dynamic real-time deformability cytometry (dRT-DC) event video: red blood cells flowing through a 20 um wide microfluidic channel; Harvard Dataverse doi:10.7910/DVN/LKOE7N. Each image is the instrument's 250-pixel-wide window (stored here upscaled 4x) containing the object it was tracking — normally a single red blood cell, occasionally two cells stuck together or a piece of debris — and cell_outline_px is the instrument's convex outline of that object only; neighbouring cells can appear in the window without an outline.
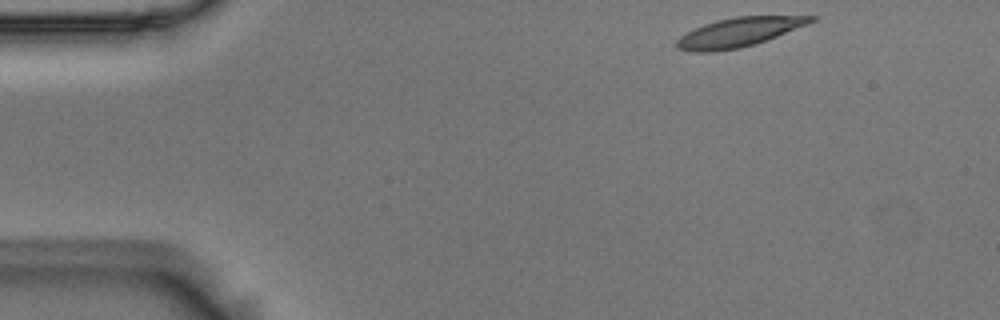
{"species": "Egyptian fruit bat (a non-hibernating species)", "species_latin": "Rousettus aegyptiacus", "temperature_condition": "room temperature", "stored_images_in_passage": 7, "camera_frame_rate_fps": 3000, "um_per_image_px": 0.085, "animal": {"sex": "male"}, "frame": {"image": 1, "passage_image": 1, "time_ms": 0.0, "image_size_px": [1000, 320], "cell_outline_px": [[816, 20], [808, 24], [776, 36], [740, 48], [716, 52], [692, 52], [676, 48], [672, 44], [680, 36], [704, 24], [716, 20], [736, 16], [816, 16]], "centroid_in_image_um": [62.73, 2.75], "position_along_channel_um": 22.3, "area_um2": 22.66}}
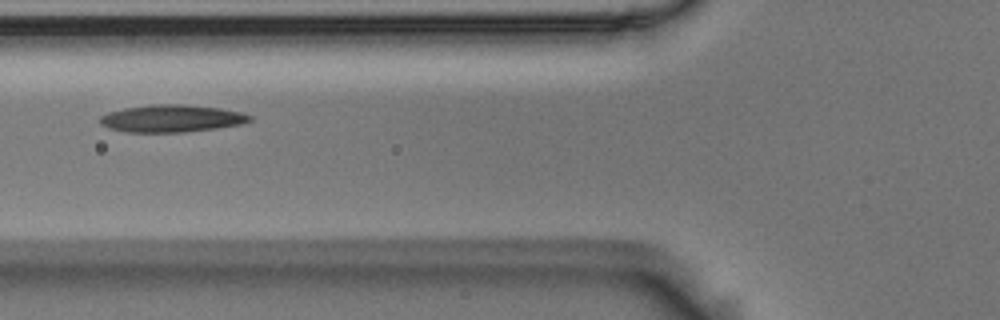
{"frame": {"image": 2, "passage_image": 5, "time_ms": 1.333, "image_size_px": [1000, 320], "cell_outline_px": [[252, 120], [240, 124], [216, 128], [184, 132], [128, 132], [108, 128], [100, 124], [100, 116], [108, 112], [124, 108], [152, 104], [184, 104], [220, 108], [244, 112], [252, 116]], "centroid_in_image_um": [14.59, 10.06], "position_along_channel_um": 111.2, "area_um2": 23.93}}
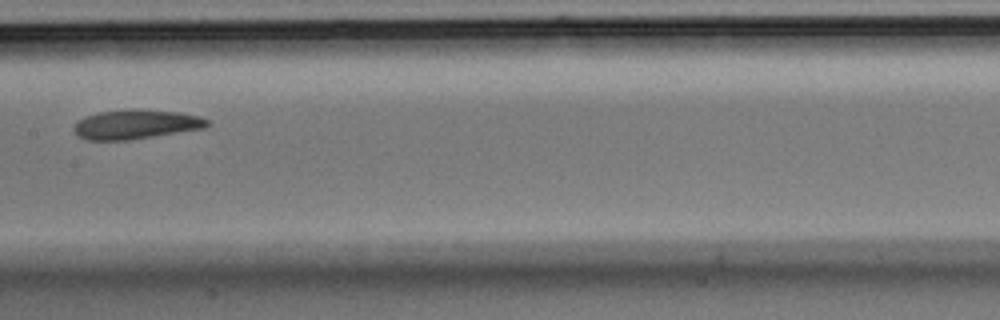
{"frame": {"image": 3, "passage_image": 7, "time_ms": 2.0, "image_size_px": [1000, 320], "cell_outline_px": [[208, 124], [204, 128], [128, 140], [88, 140], [80, 136], [72, 128], [84, 116], [96, 112], [128, 108], [140, 108], [176, 112], [200, 116], [208, 120]], "centroid_in_image_um": [11.53, 10.54], "position_along_channel_um": 195.9, "area_um2": 22.83}}